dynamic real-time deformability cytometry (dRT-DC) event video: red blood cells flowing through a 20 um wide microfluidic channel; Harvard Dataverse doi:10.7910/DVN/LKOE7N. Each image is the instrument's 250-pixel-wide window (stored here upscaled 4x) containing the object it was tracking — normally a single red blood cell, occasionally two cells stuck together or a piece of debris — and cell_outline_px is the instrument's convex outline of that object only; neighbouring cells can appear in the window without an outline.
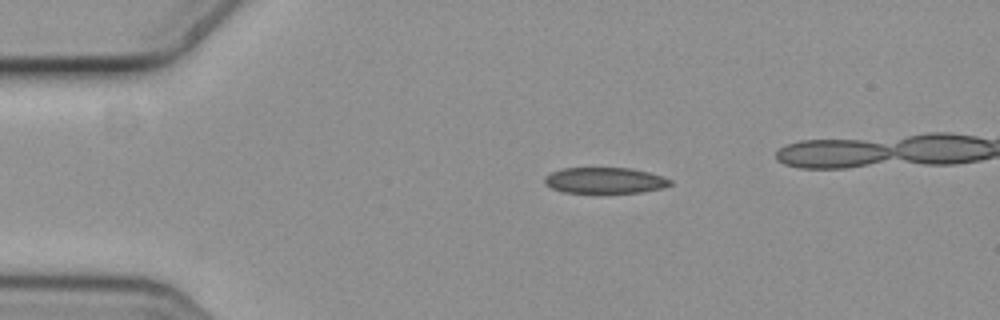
{"species": "common noctule bat (a hibernating species)", "species_latin": "Nyctalus noctula", "temperature_condition": "cold", "stored_images_in_passage": 5, "camera_frame_rate_fps": 3000, "um_per_image_px": 0.085, "animal": {"sex": "female", "body_mass_g": 19.3, "forearm_length_mm": 54.1}, "frame": {"image": 1, "passage_image": 5, "time_ms": 1.333, "image_size_px": [1000, 320], "cell_outline_px": [[672, 184], [664, 188], [640, 192], [596, 196], [564, 192], [552, 188], [544, 184], [544, 176], [560, 168], [632, 168], [664, 176], [672, 180]], "centroid_in_image_um": [51.4, 15.38], "position_along_channel_um": 33.6, "area_um2": 20.11}}